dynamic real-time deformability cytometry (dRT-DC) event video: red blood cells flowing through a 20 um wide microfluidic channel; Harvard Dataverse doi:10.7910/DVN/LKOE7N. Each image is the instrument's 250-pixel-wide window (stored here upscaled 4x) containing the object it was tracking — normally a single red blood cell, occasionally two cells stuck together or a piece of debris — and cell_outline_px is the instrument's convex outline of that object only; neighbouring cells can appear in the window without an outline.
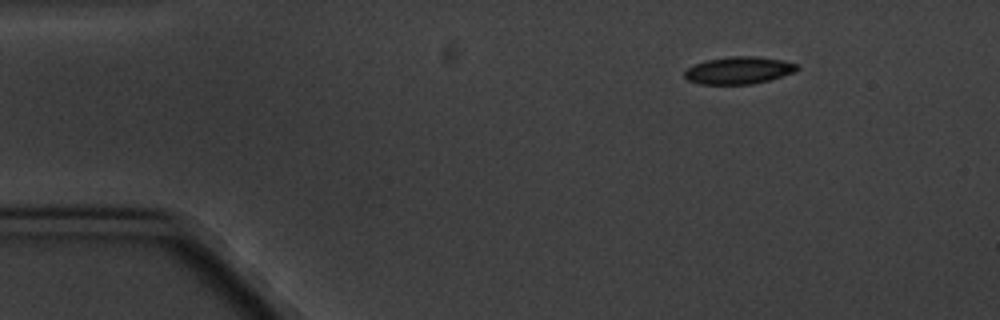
{"species": "common noctule bat (a hibernating species)", "species_latin": "Nyctalus noctula", "temperature_condition": "cold", "stored_images_in_passage": 7, "camera_frame_rate_fps": 3000, "um_per_image_px": 0.085, "animal": {"sex": "male", "body_mass_g": 20.1, "forearm_length_mm": 53.5}, "frame": {"image": 1, "passage_image": 1, "time_ms": 0.0, "image_size_px": [1000, 320], "cell_outline_px": [[800, 68], [796, 72], [784, 76], [752, 84], [700, 84], [688, 80], [684, 76], [684, 72], [688, 68], [696, 64], [708, 60], [732, 56], [756, 56], [784, 60], [796, 64]], "centroid_in_image_um": [62.84, 5.98], "position_along_channel_um": 22.2, "area_um2": 17.86}}
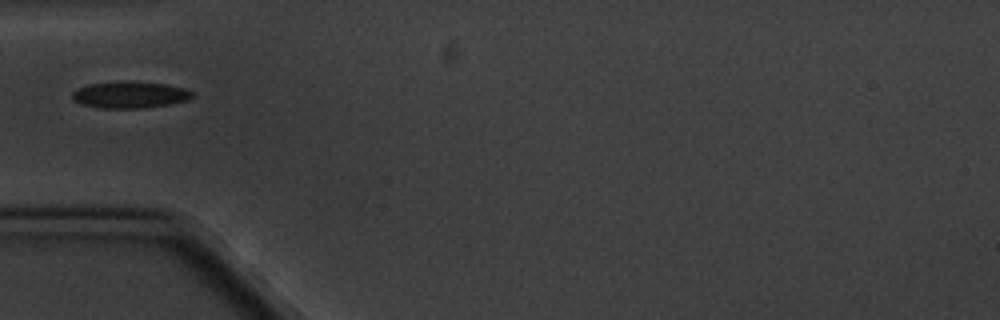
{"frame": {"image": 2, "passage_image": 4, "time_ms": 3.667, "image_size_px": [1000, 320], "cell_outline_px": [[192, 96], [188, 100], [168, 104], [140, 108], [100, 108], [80, 104], [72, 100], [72, 92], [88, 84], [124, 80], [168, 84], [184, 88], [192, 92]], "centroid_in_image_um": [11.01, 8.04], "position_along_channel_um": 74.0, "area_um2": 18.73}}